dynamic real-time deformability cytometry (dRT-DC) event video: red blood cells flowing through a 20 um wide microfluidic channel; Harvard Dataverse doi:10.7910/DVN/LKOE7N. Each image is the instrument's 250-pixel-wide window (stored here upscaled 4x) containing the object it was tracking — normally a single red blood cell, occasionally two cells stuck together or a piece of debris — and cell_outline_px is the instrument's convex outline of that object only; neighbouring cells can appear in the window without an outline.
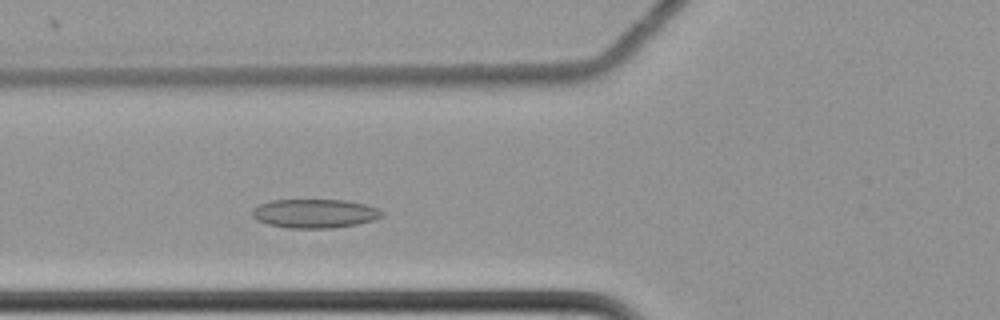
{"species": "common noctule bat (a hibernating species)", "species_latin": "Nyctalus noctula", "temperature_condition": "cold", "stored_images_in_passage": 50, "camera_frame_rate_fps": 3000, "um_per_image_px": 0.085, "animal": {"sex": "female", "body_mass_g": 22.7, "forearm_length_mm": 54.2}, "frame": {"image": 1, "passage_image": 13, "time_ms": 4.0, "image_size_px": [1000, 320], "cell_outline_px": [[384, 216], [372, 220], [356, 224], [332, 228], [288, 228], [268, 224], [256, 220], [252, 216], [252, 212], [260, 204], [272, 200], [344, 200], [364, 204], [376, 208], [384, 212]], "centroid_in_image_um": [26.75, 18.15], "position_along_channel_um": 99.0, "area_um2": 21.68}}
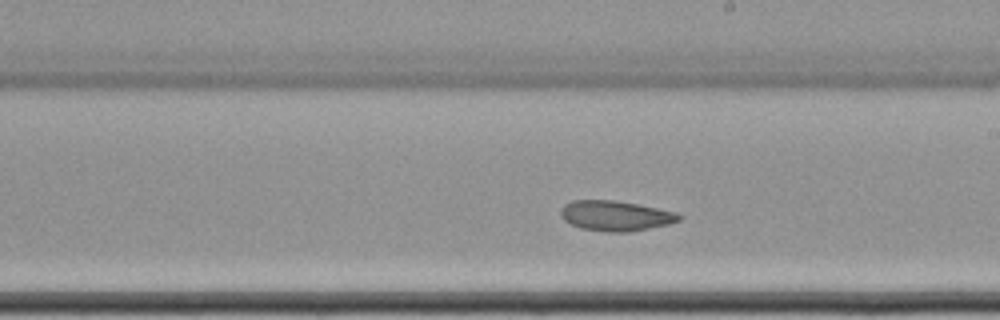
{"frame": {"image": 2, "passage_image": 25, "time_ms": 8.0, "image_size_px": [1000, 320], "cell_outline_px": [[680, 220], [668, 224], [628, 232], [608, 232], [580, 228], [564, 220], [560, 216], [560, 208], [564, 204], [572, 200], [612, 200], [636, 204], [676, 212], [680, 216]], "centroid_in_image_um": [52.26, 18.34], "position_along_channel_um": 236.7, "area_um2": 20.63}}
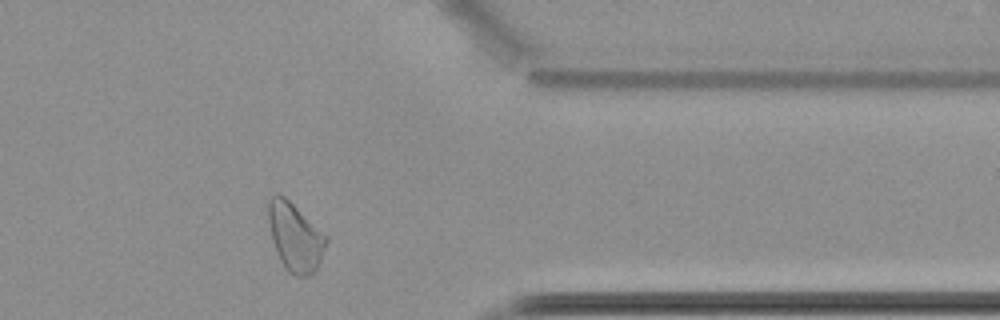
{"frame": {"image": 3, "passage_image": 39, "time_ms": 12.667, "image_size_px": [1000, 320], "cell_outline_px": [[328, 240], [320, 260], [312, 276], [296, 276], [288, 272], [284, 268], [280, 260], [272, 236], [268, 220], [268, 200], [276, 192], [284, 196], [328, 236]], "centroid_in_image_um": [25.09, 20.15], "position_along_channel_um": 386.3, "area_um2": 22.83}, "authors_computed_cell_mechanics": {"area_um2": 22.3397, "velocity_mm_per_s": 3.4425, "shape_relaxation_time_tau1_ms": null, "shape_relaxation_time_tau2_ms": 4.1993, "deformation_change_tau1": null, "deformation_change_tau2": 0.0908}}